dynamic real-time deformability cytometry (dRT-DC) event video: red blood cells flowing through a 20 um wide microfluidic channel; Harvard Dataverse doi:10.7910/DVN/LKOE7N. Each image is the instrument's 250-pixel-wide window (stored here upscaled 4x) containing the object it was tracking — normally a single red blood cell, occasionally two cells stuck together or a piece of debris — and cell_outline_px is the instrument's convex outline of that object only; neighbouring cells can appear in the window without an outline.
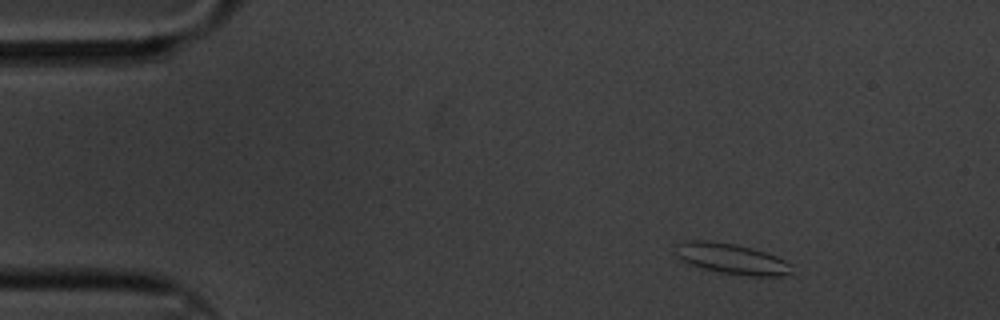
{"species": "common noctule bat (a hibernating species)", "species_latin": "Nyctalus noctula", "temperature_condition": "cold", "stored_images_in_passage": 55, "segment_of_instrument_passage": [1, 2], "camera_frame_rate_fps": 3000, "um_per_image_px": 0.085, "animal": {"sex": "male", "body_mass_g": 20.1, "forearm_length_mm": 53.5}, "frame": {"image": 1, "passage_image": 1, "time_ms": 0.0, "image_size_px": [1000, 320], "cell_outline_px": [[792, 272], [780, 276], [748, 276], [720, 272], [704, 268], [692, 264], [676, 256], [676, 244], [684, 240], [704, 240], [736, 244], [752, 248], [776, 256], [792, 264]], "centroid_in_image_um": [62.2, 21.99], "position_along_channel_um": 22.8, "area_um2": 20.52}}
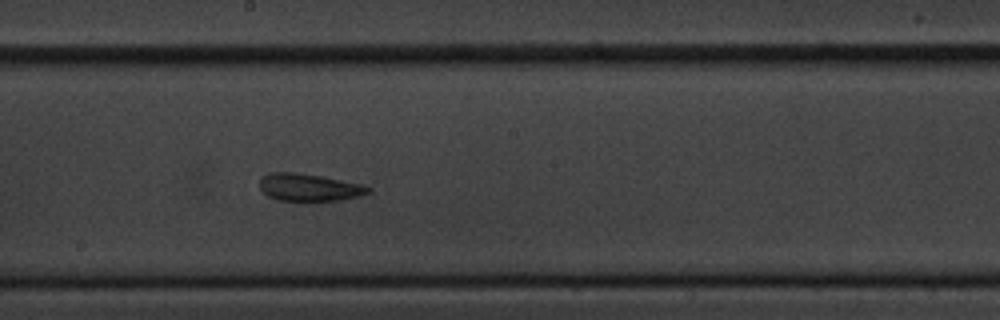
{"frame": {"image": 2, "passage_image": 26, "time_ms": 8.333, "image_size_px": [1000, 320], "cell_outline_px": [[372, 192], [360, 196], [336, 200], [276, 200], [268, 196], [260, 188], [260, 180], [268, 172], [296, 172], [320, 176], [360, 184], [372, 188]], "centroid_in_image_um": [26.26, 15.92], "position_along_channel_um": 221.9, "area_um2": 17.11}}
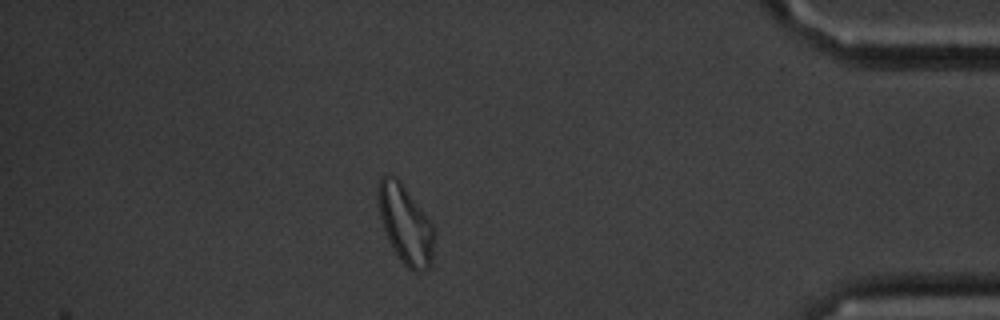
{"frame": {"image": 3, "passage_image": 46, "time_ms": 15.0, "image_size_px": [1000, 320], "cell_outline_px": [[436, 232], [432, 268], [424, 272], [412, 272], [400, 260], [392, 248], [388, 240], [380, 216], [376, 196], [380, 180], [384, 176], [396, 176], [400, 180], [424, 212], [432, 224]], "centroid_in_image_um": [34.5, 19.14], "position_along_channel_um": 400.7, "area_um2": 26.18}}